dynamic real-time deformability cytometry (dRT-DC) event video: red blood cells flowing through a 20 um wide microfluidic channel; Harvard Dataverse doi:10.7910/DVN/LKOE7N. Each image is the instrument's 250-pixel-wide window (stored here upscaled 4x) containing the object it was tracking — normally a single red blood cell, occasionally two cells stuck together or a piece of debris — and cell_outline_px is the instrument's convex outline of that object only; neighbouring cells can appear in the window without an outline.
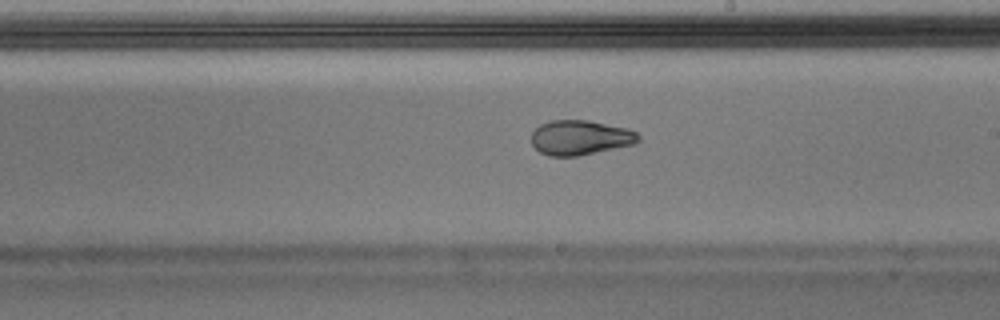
{"species": "Egyptian fruit bat (a non-hibernating species)", "species_latin": "Rousettus aegyptiacus", "temperature_condition": "warm", "stored_images_in_passage": 42, "camera_frame_rate_fps": 3000, "um_per_image_px": 0.085, "animal": {"sex": "male"}, "frame": {"image": 1, "passage_image": 21, "time_ms": 6.667, "image_size_px": [1000, 320], "cell_outline_px": [[640, 140], [636, 144], [576, 156], [548, 156], [540, 152], [532, 144], [532, 132], [540, 124], [552, 120], [588, 120], [628, 128], [636, 132], [640, 136]], "centroid_in_image_um": [49.34, 11.69], "position_along_channel_um": 239.7, "area_um2": 21.73}}
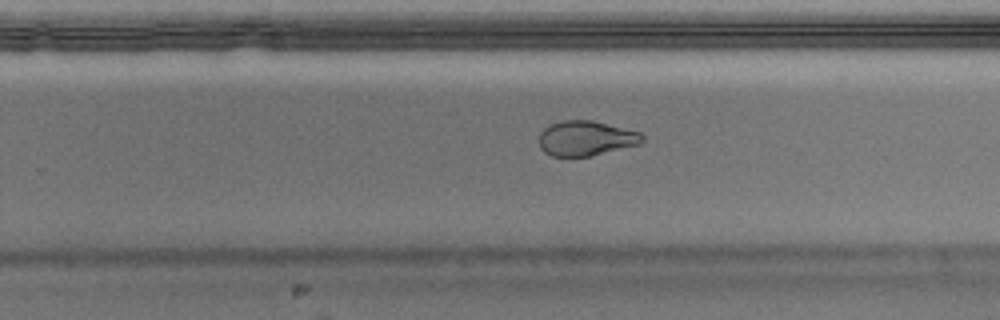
{"frame": {"image": 2, "passage_image": 24, "time_ms": 7.667, "image_size_px": [1000, 320], "cell_outline_px": [[644, 144], [572, 160], [552, 156], [544, 152], [540, 148], [540, 132], [544, 128], [560, 120], [592, 120], [640, 132], [644, 136]], "centroid_in_image_um": [49.81, 11.8], "position_along_channel_um": 280.0, "area_um2": 21.73}}
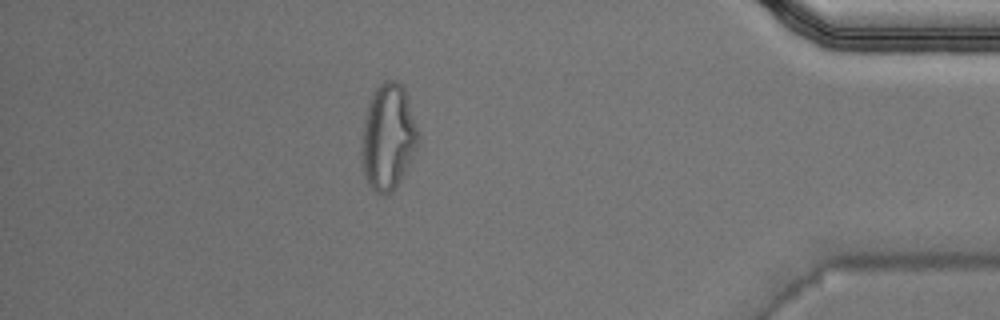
{"frame": {"image": 3, "passage_image": 36, "time_ms": 11.667, "image_size_px": [1000, 320], "cell_outline_px": [[420, 136], [412, 156], [400, 180], [388, 192], [376, 192], [368, 184], [364, 176], [364, 120], [368, 104], [376, 88], [384, 80], [396, 80], [404, 88]], "centroid_in_image_um": [33.01, 11.58], "position_along_channel_um": 402.2, "area_um2": 33.47}, "authors_computed_cell_mechanics": {"area_um2": 22.2819, "velocity_mm_per_s": 4.0396, "shape_relaxation_time_tau1_ms": null, "shape_relaxation_time_tau2_ms": 1.5837, "deformation_change_tau1": null, "deformation_change_tau2": 0.0756}}